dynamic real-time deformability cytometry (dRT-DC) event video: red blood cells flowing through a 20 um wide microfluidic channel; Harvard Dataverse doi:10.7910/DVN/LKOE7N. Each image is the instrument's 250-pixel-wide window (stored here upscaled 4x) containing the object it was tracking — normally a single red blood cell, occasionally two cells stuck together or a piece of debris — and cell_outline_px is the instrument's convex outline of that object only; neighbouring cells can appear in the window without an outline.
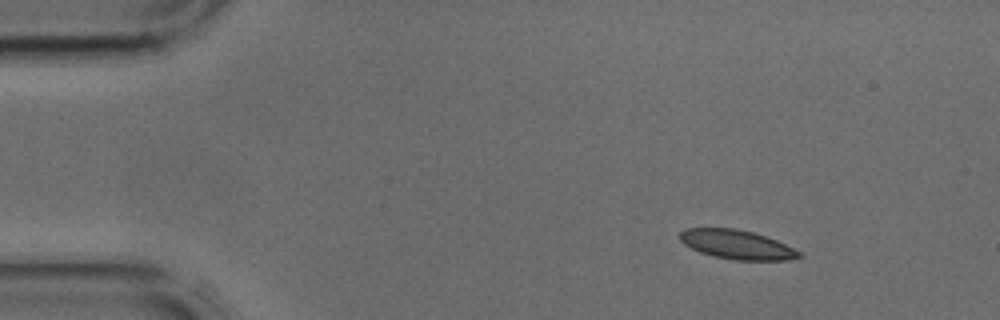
{"species": "common noctule bat (a hibernating species)", "species_latin": "Nyctalus noctula", "temperature_condition": "cold", "stored_images_in_passage": 38, "camera_frame_rate_fps": 3000, "um_per_image_px": 0.085, "animal": {"sex": "male", "body_mass_g": 17.9, "forearm_length_mm": 54.2}, "frame": {"image": 1, "passage_image": 1, "time_ms": 0.0, "image_size_px": [1000, 320], "cell_outline_px": [[804, 256], [788, 260], [736, 260], [716, 256], [700, 252], [684, 244], [680, 240], [680, 232], [684, 228], [736, 228], [752, 232], [776, 240], [800, 252]], "centroid_in_image_um": [62.62, 20.78], "position_along_channel_um": 22.4, "area_um2": 20.0}}
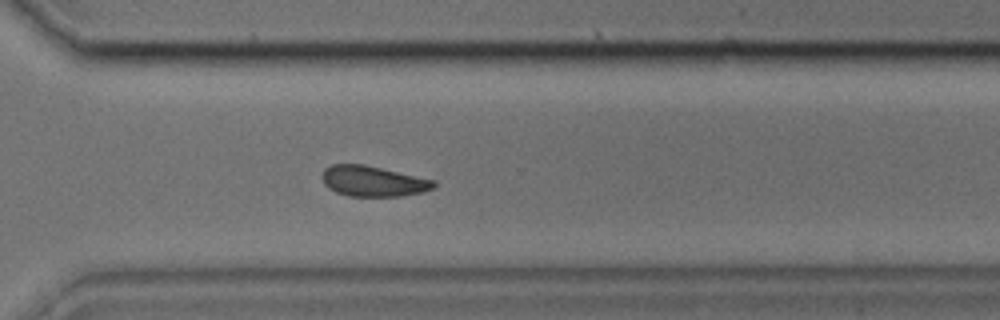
{"frame": {"image": 2, "passage_image": 26, "time_ms": 8.333, "image_size_px": [1000, 320], "cell_outline_px": [[436, 188], [424, 192], [404, 196], [348, 196], [336, 192], [328, 188], [324, 184], [324, 168], [332, 164], [364, 164], [436, 180]], "centroid_in_image_um": [31.77, 15.41], "position_along_channel_um": 338.8, "area_um2": 20.0}}
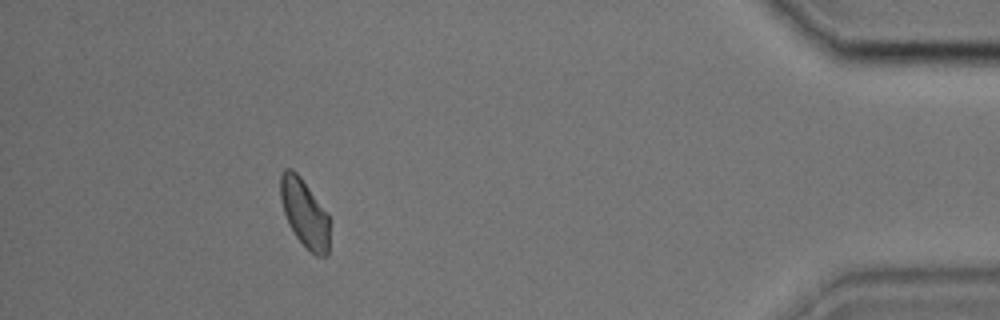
{"frame": {"image": 3, "passage_image": 34, "time_ms": 11.0, "image_size_px": [1000, 320], "cell_outline_px": [[328, 256], [316, 256], [296, 236], [284, 212], [280, 196], [280, 176], [284, 168], [292, 168], [300, 176], [328, 212]], "centroid_in_image_um": [25.89, 18.07], "position_along_channel_um": 409.3, "area_um2": 19.19}}